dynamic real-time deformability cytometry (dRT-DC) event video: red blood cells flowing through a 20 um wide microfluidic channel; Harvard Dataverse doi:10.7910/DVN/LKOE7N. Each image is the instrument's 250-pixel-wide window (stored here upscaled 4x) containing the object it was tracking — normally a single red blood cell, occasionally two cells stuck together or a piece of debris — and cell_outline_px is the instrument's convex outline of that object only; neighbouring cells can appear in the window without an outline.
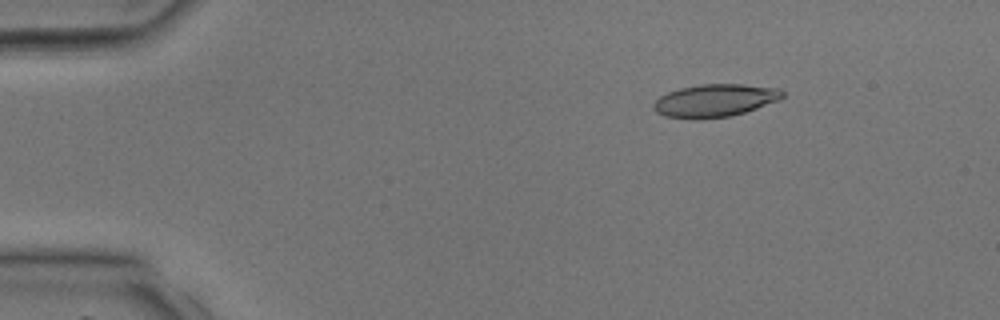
{"species": "common noctule bat (a hibernating species)", "species_latin": "Nyctalus noctula", "temperature_condition": "room temperature", "stored_images_in_passage": 39, "camera_frame_rate_fps": 3000, "um_per_image_px": 0.085, "animal": {"sex": "male", "body_mass_g": 17.9, "forearm_length_mm": 54.2}, "frame": {"image": 1, "passage_image": 6, "time_ms": 1.667, "image_size_px": [1000, 320], "cell_outline_px": [[784, 96], [776, 100], [756, 108], [732, 116], [700, 120], [692, 120], [664, 116], [656, 112], [652, 108], [652, 104], [660, 96], [668, 92], [680, 88], [700, 84], [744, 84], [780, 88], [784, 92]], "centroid_in_image_um": [60.72, 8.56], "position_along_channel_um": 24.3, "area_um2": 24.85}}
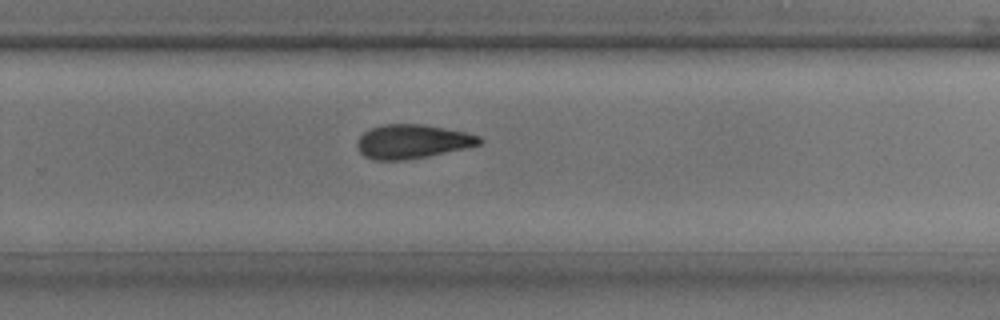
{"frame": {"image": 2, "passage_image": 26, "time_ms": 8.333, "image_size_px": [1000, 320], "cell_outline_px": [[484, 140], [480, 144], [464, 148], [428, 156], [404, 160], [372, 160], [364, 156], [360, 152], [356, 144], [360, 136], [364, 132], [372, 128], [384, 124], [424, 124], [464, 132], [480, 136]], "centroid_in_image_um": [35.03, 12.03], "position_along_channel_um": 294.8, "area_um2": 24.1}}
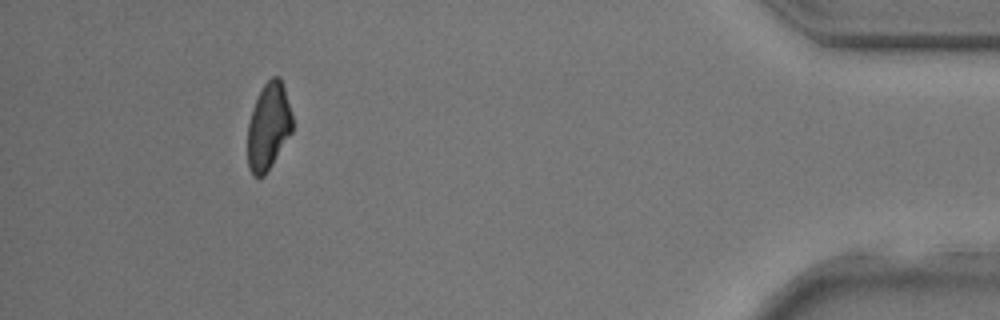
{"frame": {"image": 3, "passage_image": 36, "time_ms": 11.667, "image_size_px": [1000, 320], "cell_outline_px": [[292, 132], [272, 164], [264, 176], [252, 176], [248, 168], [248, 124], [252, 108], [264, 84], [272, 76], [280, 76], [284, 88], [292, 116]], "centroid_in_image_um": [22.81, 10.76], "position_along_channel_um": 412.4, "area_um2": 22.48}}